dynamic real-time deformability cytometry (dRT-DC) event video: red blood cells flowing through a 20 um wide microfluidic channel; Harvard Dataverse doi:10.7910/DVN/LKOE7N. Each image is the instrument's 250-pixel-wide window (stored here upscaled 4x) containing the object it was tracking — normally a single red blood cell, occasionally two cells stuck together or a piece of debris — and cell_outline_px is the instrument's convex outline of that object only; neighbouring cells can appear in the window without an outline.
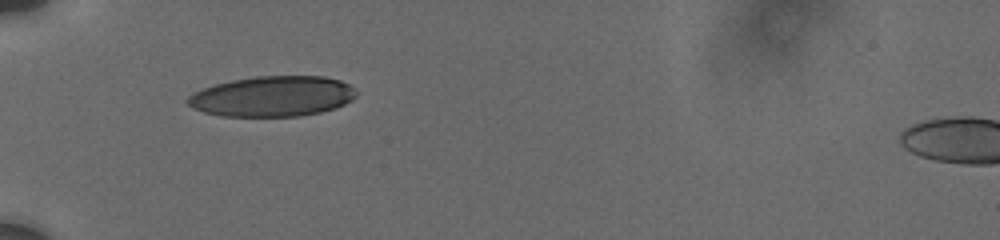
{"species": "human", "species_latin": "Homo sapiens", "temperature_condition": "cold", "stored_images_in_passage": 5, "camera_frame_rate_fps": 3000, "um_per_image_px": 0.085, "donor": {"sex": "male"}, "frame": {"image": 1, "passage_image": 1, "time_ms": 0.0, "image_size_px": [1000, 240], "cell_outline_px": [[356, 96], [352, 100], [336, 108], [320, 112], [300, 116], [220, 116], [204, 112], [188, 104], [184, 100], [188, 96], [204, 88], [216, 84], [232, 80], [256, 76], [324, 76], [340, 80], [356, 88]], "centroid_in_image_um": [23.2, 8.18], "position_along_channel_um": 61.8, "area_um2": 39.71}}
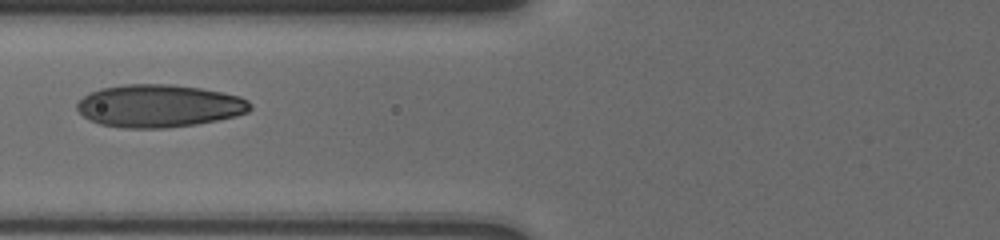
{"frame": {"image": 2, "passage_image": 3, "time_ms": 1.667, "image_size_px": [1000, 240], "cell_outline_px": [[252, 108], [248, 112], [236, 116], [196, 124], [164, 128], [124, 128], [100, 124], [84, 116], [76, 108], [76, 104], [88, 92], [100, 88], [124, 84], [172, 84], [200, 88], [240, 96], [248, 100], [252, 104]], "centroid_in_image_um": [13.52, 8.99], "position_along_channel_um": 112.3, "area_um2": 43.12}}
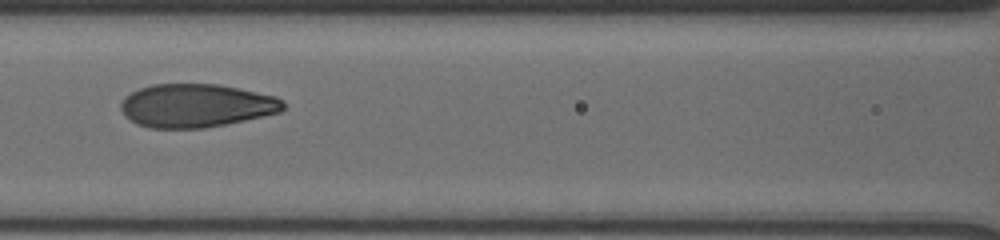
{"frame": {"image": 3, "passage_image": 4, "time_ms": 2.667, "image_size_px": [1000, 240], "cell_outline_px": [[284, 108], [280, 112], [264, 116], [204, 128], [152, 128], [136, 124], [124, 116], [120, 108], [120, 104], [124, 96], [140, 88], [152, 84], [216, 84], [276, 96], [284, 100]], "centroid_in_image_um": [16.64, 8.98], "position_along_channel_um": 150.0, "area_um2": 41.04}}